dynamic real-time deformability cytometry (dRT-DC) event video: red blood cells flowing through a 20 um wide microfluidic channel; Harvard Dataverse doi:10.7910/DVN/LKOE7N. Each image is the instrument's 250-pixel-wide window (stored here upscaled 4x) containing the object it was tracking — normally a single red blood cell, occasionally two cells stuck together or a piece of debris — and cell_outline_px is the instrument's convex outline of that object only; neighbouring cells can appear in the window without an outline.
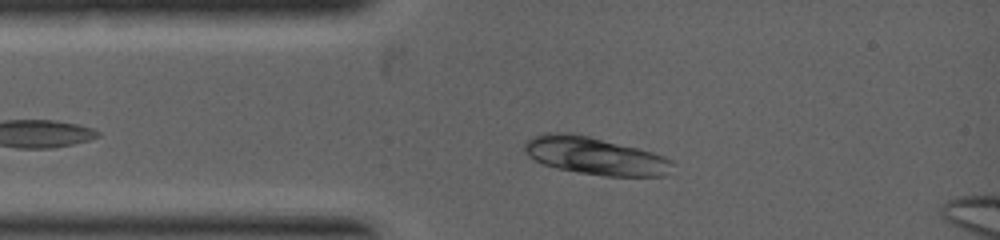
{"species": "common noctule bat (a hibernating species)", "species_latin": "Nyctalus noctula", "temperature_condition": "warm", "stored_images_in_passage": 2, "camera_frame_rate_fps": 5000, "um_per_image_px": 0.085, "animal": {"sex": "female", "body_mass_g": 19.0, "forearm_length_mm": 53.3}, "frame": {"image": 1, "passage_image": 1, "time_ms": 0.0, "image_size_px": [1000, 240], "cell_outline_px": [[676, 164], [668, 176], [604, 176], [556, 168], [544, 164], [528, 156], [524, 152], [524, 144], [532, 136], [544, 132], [564, 132], [588, 136], [652, 152], [664, 156], [672, 160]], "centroid_in_image_um": [50.6, 13.25], "position_along_channel_um": 34.4, "area_um2": 32.43}}